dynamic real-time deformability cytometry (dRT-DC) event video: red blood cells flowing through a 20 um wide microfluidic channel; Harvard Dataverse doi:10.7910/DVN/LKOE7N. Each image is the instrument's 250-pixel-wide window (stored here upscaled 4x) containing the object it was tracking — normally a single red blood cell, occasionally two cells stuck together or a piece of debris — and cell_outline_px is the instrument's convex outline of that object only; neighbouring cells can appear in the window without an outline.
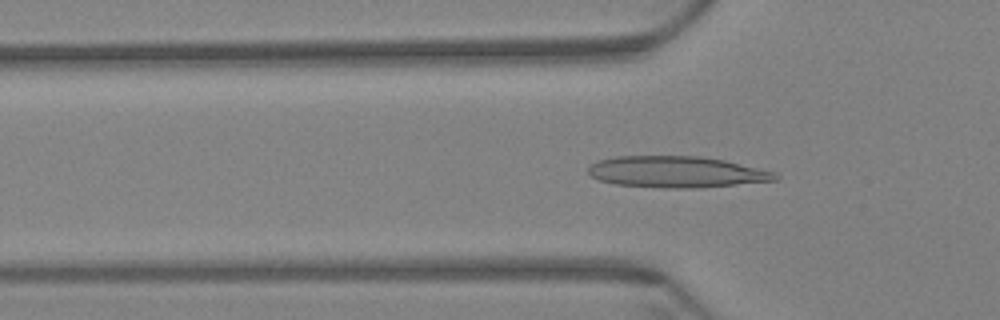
{"species": "Egyptian fruit bat (a non-hibernating species)", "species_latin": "Rousettus aegyptiacus", "temperature_condition": "warm", "stored_images_in_passage": 51, "camera_frame_rate_fps": 3000, "um_per_image_px": 0.085, "animal": {"sex": "female"}, "frame": {"image": 1, "passage_image": 18, "time_ms": 5.667, "image_size_px": [1000, 320], "cell_outline_px": [[780, 176], [776, 180], [696, 188], [672, 188], [616, 184], [600, 180], [592, 176], [588, 172], [588, 168], [592, 164], [600, 160], [616, 156], [700, 156], [724, 160], [772, 172]], "centroid_in_image_um": [57.47, 14.61], "position_along_channel_um": 68.3, "area_um2": 33.58}}
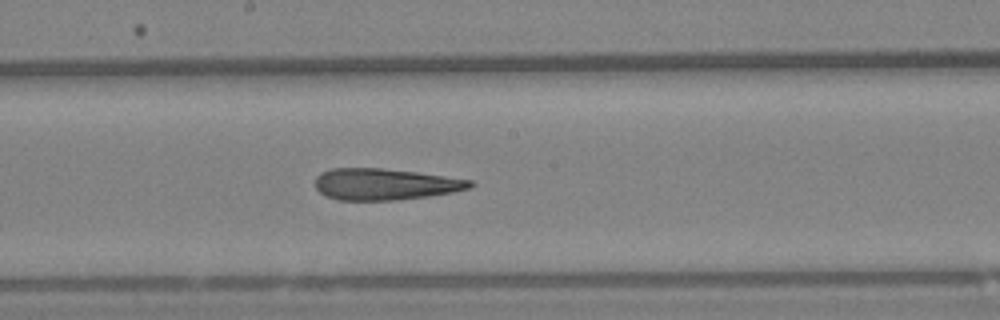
{"frame": {"image": 2, "passage_image": 31, "time_ms": 10.0, "image_size_px": [1000, 320], "cell_outline_px": [[476, 184], [472, 188], [452, 192], [428, 196], [396, 200], [336, 200], [320, 192], [316, 188], [316, 176], [320, 172], [332, 168], [380, 168], [416, 172], [472, 180]], "centroid_in_image_um": [32.73, 15.65], "position_along_channel_um": 215.5, "area_um2": 28.38}}
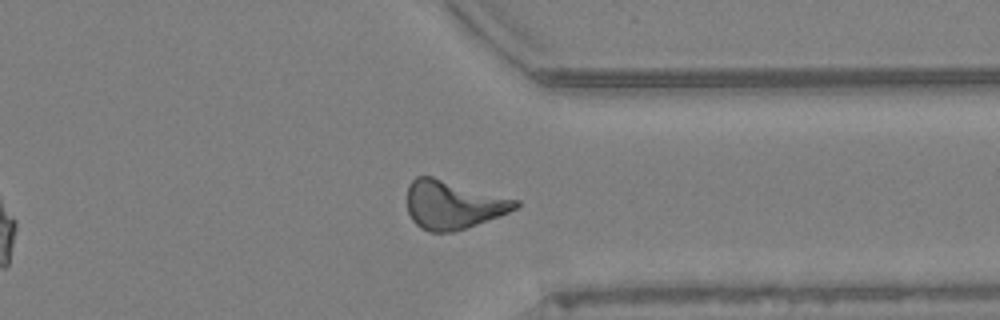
{"frame": {"image": 3, "passage_image": 45, "time_ms": 14.667, "image_size_px": [1000, 320], "cell_outline_px": [[520, 204], [516, 208], [500, 216], [452, 232], [432, 232], [420, 228], [412, 220], [408, 212], [408, 184], [416, 176], [432, 176], [520, 200]], "centroid_in_image_um": [38.51, 17.39], "position_along_channel_um": 372.9, "area_um2": 30.52}, "authors_computed_cell_mechanics": {"area_um2": 29.6514, "velocity_mm_per_s": 3.4071, "shape_relaxation_time_tau1_ms": null, "shape_relaxation_time_tau2_ms": 6.3852, "deformation_change_tau1": null, "deformation_change_tau2": 0.1837}}